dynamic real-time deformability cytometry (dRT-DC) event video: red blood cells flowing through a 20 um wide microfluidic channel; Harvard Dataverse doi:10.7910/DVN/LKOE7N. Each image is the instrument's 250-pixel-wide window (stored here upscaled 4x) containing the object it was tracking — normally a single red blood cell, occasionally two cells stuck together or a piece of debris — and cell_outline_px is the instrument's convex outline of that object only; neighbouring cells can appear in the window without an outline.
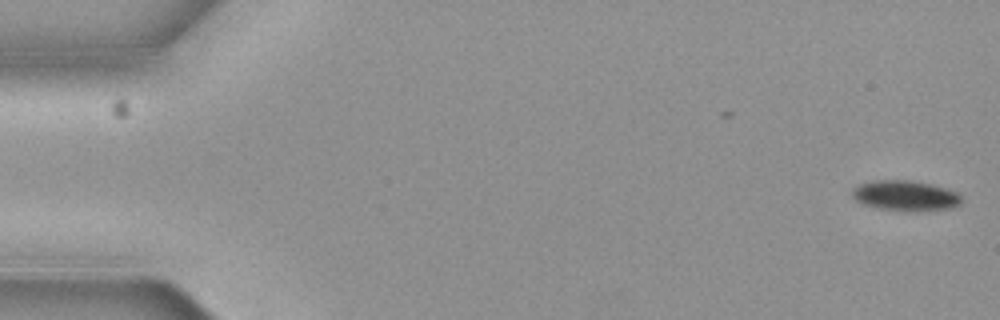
{"species": "common noctule bat (a hibernating species)", "species_latin": "Nyctalus noctula", "temperature_condition": "cold", "stored_images_in_passage": 3, "segment_of_instrument_passage": [2, 2], "camera_frame_rate_fps": 3000, "um_per_image_px": 0.085, "animal": {"sex": "female", "body_mass_g": 19.3, "forearm_length_mm": 54.1}, "frame": {"image": 1, "passage_image": 3, "time_ms": 0.667, "image_size_px": [1000, 320], "cell_outline_px": [[960, 204], [948, 208], [928, 212], [912, 212], [880, 208], [860, 204], [852, 196], [852, 188], [860, 184], [872, 180], [908, 180], [928, 184], [944, 188], [956, 192], [960, 196]], "centroid_in_image_um": [76.91, 16.65], "position_along_channel_um": 8.1, "area_um2": 19.36}}